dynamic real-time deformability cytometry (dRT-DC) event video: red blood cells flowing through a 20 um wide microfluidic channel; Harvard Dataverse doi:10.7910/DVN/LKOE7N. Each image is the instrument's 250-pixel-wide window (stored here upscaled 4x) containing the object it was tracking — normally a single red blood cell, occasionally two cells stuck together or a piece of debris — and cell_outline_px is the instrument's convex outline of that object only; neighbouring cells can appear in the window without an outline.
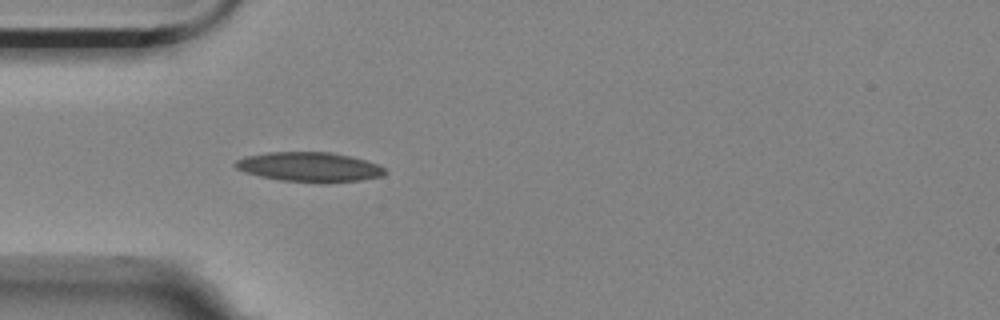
{"species": "Egyptian fruit bat (a non-hibernating species)", "species_latin": "Rousettus aegyptiacus", "temperature_condition": "room temperature", "stored_images_in_passage": 7, "camera_frame_rate_fps": 3000, "um_per_image_px": 0.085, "animal": {"sex": "female"}, "frame": {"image": 1, "passage_image": 1, "time_ms": 0.0, "image_size_px": [1000, 320], "cell_outline_px": [[388, 172], [384, 176], [360, 180], [320, 184], [280, 180], [260, 176], [244, 172], [236, 168], [232, 164], [236, 160], [244, 156], [268, 152], [328, 152], [348, 156], [364, 160], [376, 164], [384, 168]], "centroid_in_image_um": [26.27, 14.21], "position_along_channel_um": 58.7, "area_um2": 26.07}}
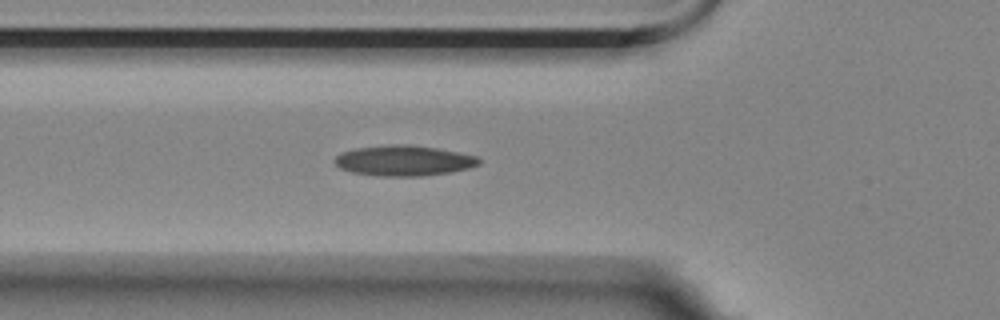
{"frame": {"image": 2, "passage_image": 4, "time_ms": 1.0, "image_size_px": [1000, 320], "cell_outline_px": [[480, 164], [468, 168], [452, 172], [420, 176], [376, 176], [352, 172], [340, 168], [336, 164], [336, 156], [340, 152], [356, 148], [392, 144], [408, 144], [436, 148], [476, 156], [480, 160]], "centroid_in_image_um": [34.31, 13.65], "position_along_channel_um": 91.5, "area_um2": 25.49}}